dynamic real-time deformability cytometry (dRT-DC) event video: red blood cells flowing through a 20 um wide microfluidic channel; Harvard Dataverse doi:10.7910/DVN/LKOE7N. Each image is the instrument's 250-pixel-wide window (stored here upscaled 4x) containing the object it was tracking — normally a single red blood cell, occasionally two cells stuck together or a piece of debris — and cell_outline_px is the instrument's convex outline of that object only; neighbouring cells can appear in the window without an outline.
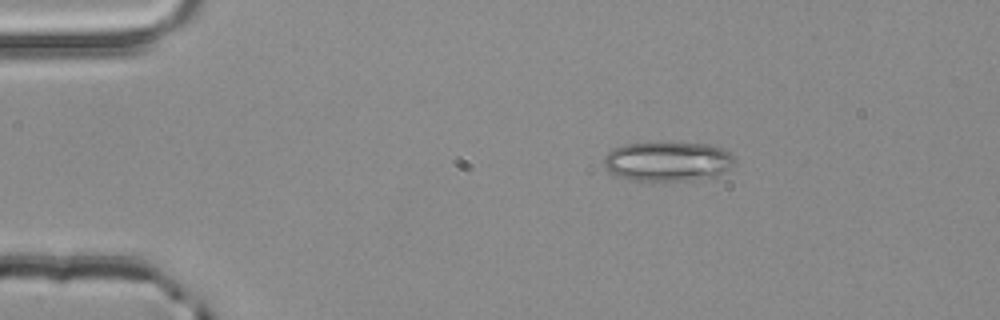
{"species": "common noctule bat (a hibernating species)", "species_latin": "Nyctalus noctula", "temperature_condition": "room temperature", "stored_images_in_passage": 2, "camera_frame_rate_fps": 3000, "um_per_image_px": 0.085, "animal": {"sex": "male", "body_mass_g": 20.4}, "frame": {"image": 1, "passage_image": 1, "time_ms": 0.0, "image_size_px": [1000, 320], "cell_outline_px": [[736, 160], [728, 168], [716, 176], [684, 180], [632, 180], [616, 176], [604, 164], [604, 156], [612, 148], [624, 144], [664, 140], [708, 144], [732, 152], [736, 156]], "centroid_in_image_um": [56.76, 13.66], "position_along_channel_um": 28.2, "area_um2": 30.75}}